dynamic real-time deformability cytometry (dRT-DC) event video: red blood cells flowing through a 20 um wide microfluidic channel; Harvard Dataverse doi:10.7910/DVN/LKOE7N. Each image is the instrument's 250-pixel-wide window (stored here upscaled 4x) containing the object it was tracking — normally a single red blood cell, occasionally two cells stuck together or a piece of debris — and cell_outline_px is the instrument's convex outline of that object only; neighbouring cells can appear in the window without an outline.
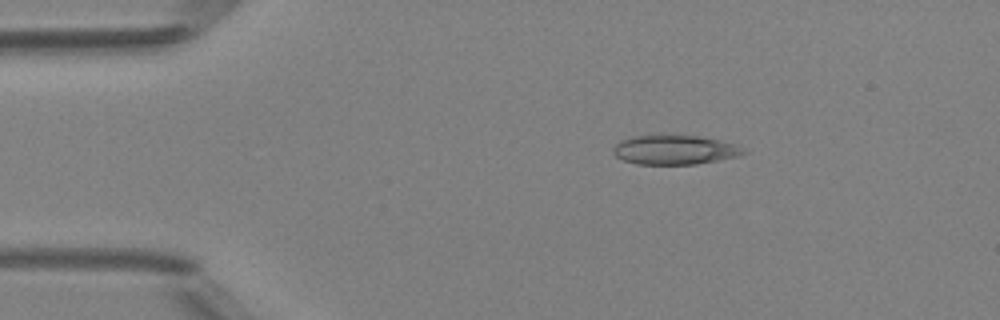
{"species": "Egyptian fruit bat (a non-hibernating species)", "species_latin": "Rousettus aegyptiacus", "temperature_condition": "room temperature", "stored_images_in_passage": 41, "camera_frame_rate_fps": 3000, "um_per_image_px": 0.085, "animal": {"sex": "female"}, "frame": {"image": 1, "passage_image": 1, "time_ms": 0.0, "image_size_px": [1000, 320], "cell_outline_px": [[748, 152], [736, 156], [696, 164], [636, 164], [624, 160], [616, 156], [612, 152], [612, 148], [620, 140], [632, 136], [696, 136], [720, 140], [736, 144], [744, 148]], "centroid_in_image_um": [57.33, 12.74], "position_along_channel_um": 27.7, "area_um2": 22.02}}
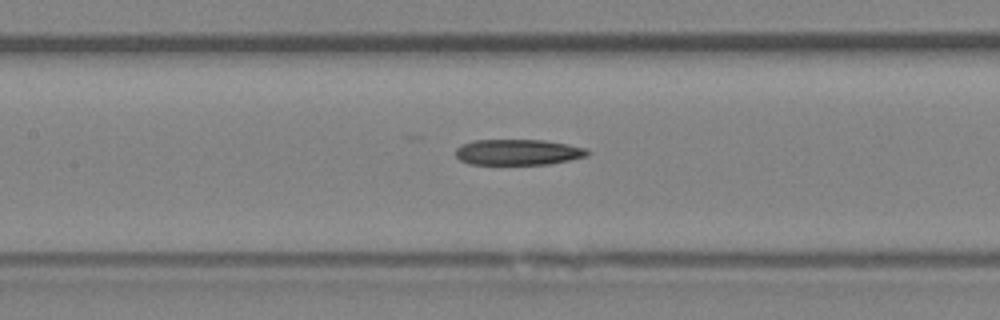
{"frame": {"image": 2, "passage_image": 15, "time_ms": 4.667, "image_size_px": [1000, 320], "cell_outline_px": [[592, 152], [588, 156], [548, 164], [468, 164], [460, 160], [456, 156], [456, 148], [460, 144], [472, 140], [544, 140], [568, 144], [584, 148]], "centroid_in_image_um": [44.01, 12.93], "position_along_channel_um": 163.4, "area_um2": 19.88}}
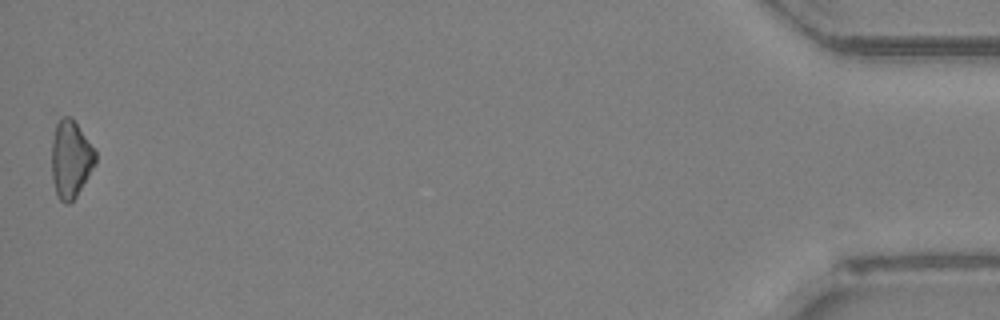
{"frame": {"image": 3, "passage_image": 41, "time_ms": 13.333, "image_size_px": [1000, 320], "cell_outline_px": [[96, 164], [76, 196], [68, 204], [64, 204], [56, 196], [52, 180], [52, 140], [56, 124], [60, 116], [72, 116], [96, 148]], "centroid_in_image_um": [6.02, 13.49], "position_along_channel_um": 429.2, "area_um2": 20.23}, "authors_computed_cell_mechanics": {"area_um2": 20.6346, "velocity_mm_per_s": 4.1976, "shape_relaxation_time_tau1_ms": null, "shape_relaxation_time_tau2_ms": 6.605, "deformation_change_tau1": null, "deformation_change_tau2": 0.2078}}